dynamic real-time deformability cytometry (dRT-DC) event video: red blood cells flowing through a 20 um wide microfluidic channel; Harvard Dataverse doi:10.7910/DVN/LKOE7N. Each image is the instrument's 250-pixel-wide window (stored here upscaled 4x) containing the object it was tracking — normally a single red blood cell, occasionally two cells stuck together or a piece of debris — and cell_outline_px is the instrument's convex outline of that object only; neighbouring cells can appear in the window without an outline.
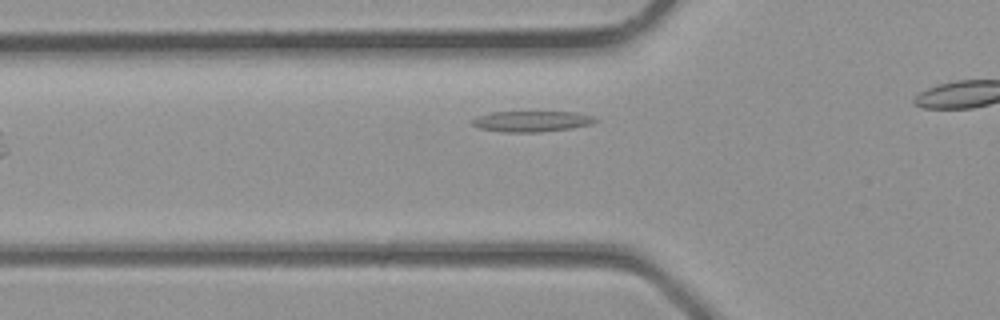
{"species": "common noctule bat (a hibernating species)", "species_latin": "Nyctalus noctula", "temperature_condition": "room temperature", "stored_images_in_passage": 4, "camera_frame_rate_fps": 3000, "um_per_image_px": 0.085, "animal": {"sex": "male", "body_mass_g": 23.1, "forearm_length_mm": 52.7}, "frame": {"image": 1, "passage_image": 2, "time_ms": 0.333, "image_size_px": [1000, 320], "cell_outline_px": [[600, 120], [588, 124], [572, 128], [540, 132], [504, 132], [480, 128], [472, 124], [472, 120], [476, 116], [492, 112], [576, 112], [592, 116]], "centroid_in_image_um": [45.19, 10.31], "position_along_channel_um": 80.6, "area_um2": 14.8}}